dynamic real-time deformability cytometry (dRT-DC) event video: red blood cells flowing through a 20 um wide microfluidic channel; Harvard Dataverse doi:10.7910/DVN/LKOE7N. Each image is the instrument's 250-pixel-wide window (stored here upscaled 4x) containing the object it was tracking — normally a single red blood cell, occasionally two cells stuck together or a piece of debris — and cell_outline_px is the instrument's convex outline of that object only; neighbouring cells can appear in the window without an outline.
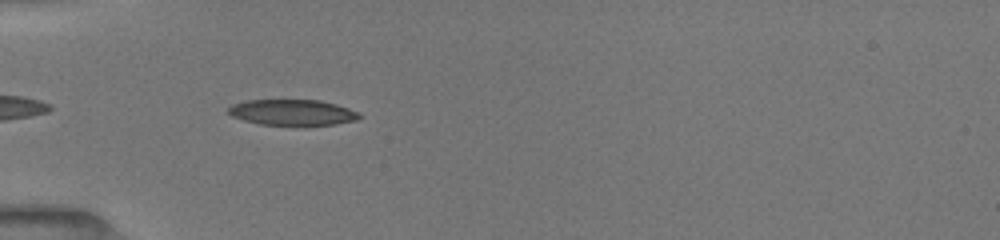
{"species": "common noctule bat (a hibernating species)", "species_latin": "Nyctalus noctula", "temperature_condition": "room temperature", "stored_images_in_passage": 7, "camera_frame_rate_fps": 3000, "um_per_image_px": 0.085, "animal": {"sex": "female", "body_mass_g": 19.5, "forearm_length_mm": 54.1}, "frame": {"image": 1, "passage_image": 3, "time_ms": 0.667, "image_size_px": [1000, 240], "cell_outline_px": [[360, 116], [356, 120], [336, 124], [304, 128], [260, 124], [244, 120], [232, 116], [228, 112], [228, 108], [232, 104], [248, 100], [320, 100], [336, 104], [360, 112]], "centroid_in_image_um": [24.89, 9.59], "position_along_channel_um": 60.1, "area_um2": 20.46}}